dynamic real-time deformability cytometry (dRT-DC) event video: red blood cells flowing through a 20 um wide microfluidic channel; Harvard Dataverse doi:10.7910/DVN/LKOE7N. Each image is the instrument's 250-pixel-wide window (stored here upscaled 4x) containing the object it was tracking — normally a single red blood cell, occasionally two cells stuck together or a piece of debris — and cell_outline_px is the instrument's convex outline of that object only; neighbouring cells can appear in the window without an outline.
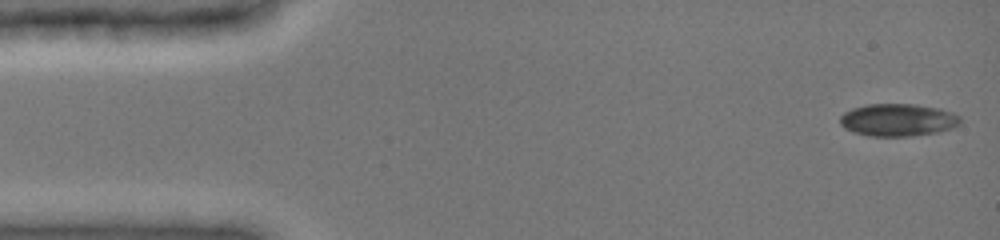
{"species": "common noctule bat (a hibernating species)", "species_latin": "Nyctalus noctula", "temperature_condition": "cold", "stored_images_in_passage": 10, "camera_frame_rate_fps": 3000, "um_per_image_px": 0.085, "animal": {"sex": "female", "body_mass_g": 19.0, "forearm_length_mm": 51.5}, "frame": {"image": 1, "passage_image": 1, "time_ms": 0.0, "image_size_px": [1000, 240], "cell_outline_px": [[960, 124], [952, 128], [936, 132], [912, 136], [868, 136], [852, 132], [844, 128], [840, 124], [840, 116], [844, 112], [852, 108], [868, 104], [916, 104], [940, 108], [952, 112], [960, 116]], "centroid_in_image_um": [76.31, 10.19], "position_along_channel_um": 8.7, "area_um2": 22.95}}
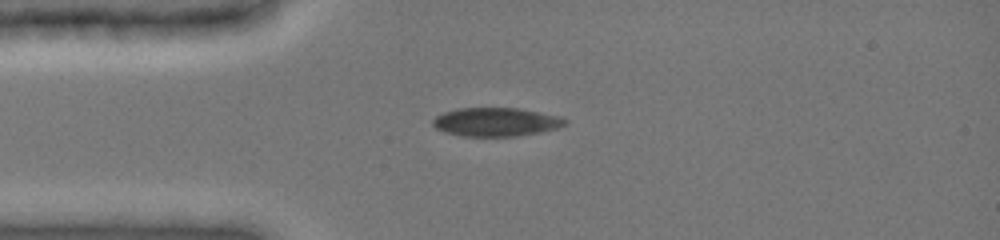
{"frame": {"image": 2, "passage_image": 7, "time_ms": 3.333, "image_size_px": [1000, 240], "cell_outline_px": [[568, 120], [560, 128], [540, 132], [516, 136], [464, 136], [444, 132], [436, 128], [432, 124], [432, 120], [436, 116], [444, 112], [456, 108], [520, 108], [560, 116]], "centroid_in_image_um": [42.16, 10.36], "position_along_channel_um": 42.8, "area_um2": 22.14}}
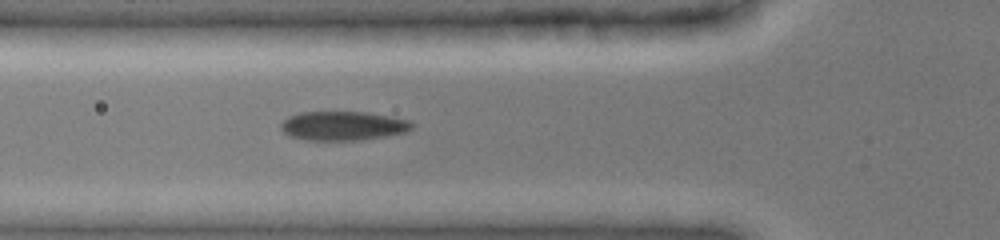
{"frame": {"image": 3, "passage_image": 10, "time_ms": 5.0, "image_size_px": [1000, 240], "cell_outline_px": [[416, 124], [408, 132], [360, 140], [308, 140], [288, 136], [280, 128], [280, 124], [288, 116], [300, 112], [368, 112], [392, 116], [408, 120]], "centroid_in_image_um": [29.17, 10.69], "position_along_channel_um": 96.6, "area_um2": 22.43}}